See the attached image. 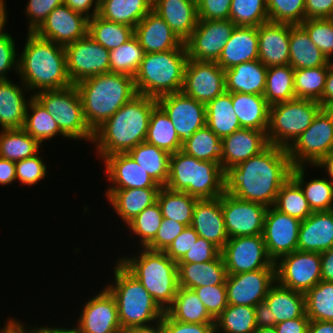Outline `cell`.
<instances>
[{
	"instance_id": "cell-56",
	"label": "cell",
	"mask_w": 333,
	"mask_h": 333,
	"mask_svg": "<svg viewBox=\"0 0 333 333\" xmlns=\"http://www.w3.org/2000/svg\"><path fill=\"white\" fill-rule=\"evenodd\" d=\"M163 216L158 202L146 207L132 221L127 224V227L134 236H137L140 241V248H146L156 236L160 228Z\"/></svg>"
},
{
	"instance_id": "cell-69",
	"label": "cell",
	"mask_w": 333,
	"mask_h": 333,
	"mask_svg": "<svg viewBox=\"0 0 333 333\" xmlns=\"http://www.w3.org/2000/svg\"><path fill=\"white\" fill-rule=\"evenodd\" d=\"M309 318L306 314L302 317L279 322L275 325L277 333H308Z\"/></svg>"
},
{
	"instance_id": "cell-59",
	"label": "cell",
	"mask_w": 333,
	"mask_h": 333,
	"mask_svg": "<svg viewBox=\"0 0 333 333\" xmlns=\"http://www.w3.org/2000/svg\"><path fill=\"white\" fill-rule=\"evenodd\" d=\"M47 166L40 152L33 157L15 162L16 180L22 185L34 186L47 175Z\"/></svg>"
},
{
	"instance_id": "cell-63",
	"label": "cell",
	"mask_w": 333,
	"mask_h": 333,
	"mask_svg": "<svg viewBox=\"0 0 333 333\" xmlns=\"http://www.w3.org/2000/svg\"><path fill=\"white\" fill-rule=\"evenodd\" d=\"M185 228L186 226L179 222L163 218L155 239L146 248L153 251H165Z\"/></svg>"
},
{
	"instance_id": "cell-16",
	"label": "cell",
	"mask_w": 333,
	"mask_h": 333,
	"mask_svg": "<svg viewBox=\"0 0 333 333\" xmlns=\"http://www.w3.org/2000/svg\"><path fill=\"white\" fill-rule=\"evenodd\" d=\"M221 208L229 238L262 235L268 207L224 193Z\"/></svg>"
},
{
	"instance_id": "cell-23",
	"label": "cell",
	"mask_w": 333,
	"mask_h": 333,
	"mask_svg": "<svg viewBox=\"0 0 333 333\" xmlns=\"http://www.w3.org/2000/svg\"><path fill=\"white\" fill-rule=\"evenodd\" d=\"M104 174L111 182L107 189L161 188L128 153L106 156Z\"/></svg>"
},
{
	"instance_id": "cell-54",
	"label": "cell",
	"mask_w": 333,
	"mask_h": 333,
	"mask_svg": "<svg viewBox=\"0 0 333 333\" xmlns=\"http://www.w3.org/2000/svg\"><path fill=\"white\" fill-rule=\"evenodd\" d=\"M304 296L309 320L333 322V282L321 280Z\"/></svg>"
},
{
	"instance_id": "cell-7",
	"label": "cell",
	"mask_w": 333,
	"mask_h": 333,
	"mask_svg": "<svg viewBox=\"0 0 333 333\" xmlns=\"http://www.w3.org/2000/svg\"><path fill=\"white\" fill-rule=\"evenodd\" d=\"M188 59L185 43L178 49L145 53L134 77L137 94L157 99L181 92Z\"/></svg>"
},
{
	"instance_id": "cell-32",
	"label": "cell",
	"mask_w": 333,
	"mask_h": 333,
	"mask_svg": "<svg viewBox=\"0 0 333 333\" xmlns=\"http://www.w3.org/2000/svg\"><path fill=\"white\" fill-rule=\"evenodd\" d=\"M160 188L106 189V199L127 225L146 207L157 202Z\"/></svg>"
},
{
	"instance_id": "cell-29",
	"label": "cell",
	"mask_w": 333,
	"mask_h": 333,
	"mask_svg": "<svg viewBox=\"0 0 333 333\" xmlns=\"http://www.w3.org/2000/svg\"><path fill=\"white\" fill-rule=\"evenodd\" d=\"M223 171L256 156L269 146L266 132L254 129L235 131L224 137Z\"/></svg>"
},
{
	"instance_id": "cell-76",
	"label": "cell",
	"mask_w": 333,
	"mask_h": 333,
	"mask_svg": "<svg viewBox=\"0 0 333 333\" xmlns=\"http://www.w3.org/2000/svg\"><path fill=\"white\" fill-rule=\"evenodd\" d=\"M308 333H333V322L331 321H309Z\"/></svg>"
},
{
	"instance_id": "cell-6",
	"label": "cell",
	"mask_w": 333,
	"mask_h": 333,
	"mask_svg": "<svg viewBox=\"0 0 333 333\" xmlns=\"http://www.w3.org/2000/svg\"><path fill=\"white\" fill-rule=\"evenodd\" d=\"M133 256H120L117 260L144 286L158 305L166 311L174 301L178 285L177 262L164 251L139 249ZM142 250V251H141Z\"/></svg>"
},
{
	"instance_id": "cell-8",
	"label": "cell",
	"mask_w": 333,
	"mask_h": 333,
	"mask_svg": "<svg viewBox=\"0 0 333 333\" xmlns=\"http://www.w3.org/2000/svg\"><path fill=\"white\" fill-rule=\"evenodd\" d=\"M165 187L198 199L217 198L224 194V171L217 162L198 160L179 150L170 156Z\"/></svg>"
},
{
	"instance_id": "cell-27",
	"label": "cell",
	"mask_w": 333,
	"mask_h": 333,
	"mask_svg": "<svg viewBox=\"0 0 333 333\" xmlns=\"http://www.w3.org/2000/svg\"><path fill=\"white\" fill-rule=\"evenodd\" d=\"M134 35L145 53L178 49L183 44L170 26L153 10L137 24Z\"/></svg>"
},
{
	"instance_id": "cell-42",
	"label": "cell",
	"mask_w": 333,
	"mask_h": 333,
	"mask_svg": "<svg viewBox=\"0 0 333 333\" xmlns=\"http://www.w3.org/2000/svg\"><path fill=\"white\" fill-rule=\"evenodd\" d=\"M166 312L182 323H215L194 290L179 287L173 304Z\"/></svg>"
},
{
	"instance_id": "cell-71",
	"label": "cell",
	"mask_w": 333,
	"mask_h": 333,
	"mask_svg": "<svg viewBox=\"0 0 333 333\" xmlns=\"http://www.w3.org/2000/svg\"><path fill=\"white\" fill-rule=\"evenodd\" d=\"M6 321V324L4 323V327H2V333H44L42 326L39 327L31 325L29 327L26 324L12 317H9V319Z\"/></svg>"
},
{
	"instance_id": "cell-18",
	"label": "cell",
	"mask_w": 333,
	"mask_h": 333,
	"mask_svg": "<svg viewBox=\"0 0 333 333\" xmlns=\"http://www.w3.org/2000/svg\"><path fill=\"white\" fill-rule=\"evenodd\" d=\"M157 104L171 120L182 143L206 125V104L182 91L157 98Z\"/></svg>"
},
{
	"instance_id": "cell-74",
	"label": "cell",
	"mask_w": 333,
	"mask_h": 333,
	"mask_svg": "<svg viewBox=\"0 0 333 333\" xmlns=\"http://www.w3.org/2000/svg\"><path fill=\"white\" fill-rule=\"evenodd\" d=\"M321 279L333 282V248L321 252Z\"/></svg>"
},
{
	"instance_id": "cell-48",
	"label": "cell",
	"mask_w": 333,
	"mask_h": 333,
	"mask_svg": "<svg viewBox=\"0 0 333 333\" xmlns=\"http://www.w3.org/2000/svg\"><path fill=\"white\" fill-rule=\"evenodd\" d=\"M294 71L289 64L268 67L264 98L269 106L296 98Z\"/></svg>"
},
{
	"instance_id": "cell-53",
	"label": "cell",
	"mask_w": 333,
	"mask_h": 333,
	"mask_svg": "<svg viewBox=\"0 0 333 333\" xmlns=\"http://www.w3.org/2000/svg\"><path fill=\"white\" fill-rule=\"evenodd\" d=\"M328 66L295 69L294 91L296 98L317 101L322 105Z\"/></svg>"
},
{
	"instance_id": "cell-4",
	"label": "cell",
	"mask_w": 333,
	"mask_h": 333,
	"mask_svg": "<svg viewBox=\"0 0 333 333\" xmlns=\"http://www.w3.org/2000/svg\"><path fill=\"white\" fill-rule=\"evenodd\" d=\"M75 86L85 121L93 132L137 95L134 78L120 73L92 76Z\"/></svg>"
},
{
	"instance_id": "cell-60",
	"label": "cell",
	"mask_w": 333,
	"mask_h": 333,
	"mask_svg": "<svg viewBox=\"0 0 333 333\" xmlns=\"http://www.w3.org/2000/svg\"><path fill=\"white\" fill-rule=\"evenodd\" d=\"M193 290L214 320L221 315L228 305L226 285L202 286Z\"/></svg>"
},
{
	"instance_id": "cell-58",
	"label": "cell",
	"mask_w": 333,
	"mask_h": 333,
	"mask_svg": "<svg viewBox=\"0 0 333 333\" xmlns=\"http://www.w3.org/2000/svg\"><path fill=\"white\" fill-rule=\"evenodd\" d=\"M300 26L326 57L333 61V18L306 19Z\"/></svg>"
},
{
	"instance_id": "cell-24",
	"label": "cell",
	"mask_w": 333,
	"mask_h": 333,
	"mask_svg": "<svg viewBox=\"0 0 333 333\" xmlns=\"http://www.w3.org/2000/svg\"><path fill=\"white\" fill-rule=\"evenodd\" d=\"M290 24L266 22L258 27V60L266 67L289 64Z\"/></svg>"
},
{
	"instance_id": "cell-9",
	"label": "cell",
	"mask_w": 333,
	"mask_h": 333,
	"mask_svg": "<svg viewBox=\"0 0 333 333\" xmlns=\"http://www.w3.org/2000/svg\"><path fill=\"white\" fill-rule=\"evenodd\" d=\"M322 105L313 100L295 98L269 107V145L288 149L311 125Z\"/></svg>"
},
{
	"instance_id": "cell-10",
	"label": "cell",
	"mask_w": 333,
	"mask_h": 333,
	"mask_svg": "<svg viewBox=\"0 0 333 333\" xmlns=\"http://www.w3.org/2000/svg\"><path fill=\"white\" fill-rule=\"evenodd\" d=\"M33 96L52 115L67 139L93 142L94 132L85 121L81 98L74 84L63 89L43 90Z\"/></svg>"
},
{
	"instance_id": "cell-1",
	"label": "cell",
	"mask_w": 333,
	"mask_h": 333,
	"mask_svg": "<svg viewBox=\"0 0 333 333\" xmlns=\"http://www.w3.org/2000/svg\"><path fill=\"white\" fill-rule=\"evenodd\" d=\"M292 167L287 149L269 145L258 155L224 171V193L266 207L274 206Z\"/></svg>"
},
{
	"instance_id": "cell-75",
	"label": "cell",
	"mask_w": 333,
	"mask_h": 333,
	"mask_svg": "<svg viewBox=\"0 0 333 333\" xmlns=\"http://www.w3.org/2000/svg\"><path fill=\"white\" fill-rule=\"evenodd\" d=\"M322 107L333 109V61L328 66L325 88L322 95Z\"/></svg>"
},
{
	"instance_id": "cell-50",
	"label": "cell",
	"mask_w": 333,
	"mask_h": 333,
	"mask_svg": "<svg viewBox=\"0 0 333 333\" xmlns=\"http://www.w3.org/2000/svg\"><path fill=\"white\" fill-rule=\"evenodd\" d=\"M257 329L254 307L230 305L215 320V333H254Z\"/></svg>"
},
{
	"instance_id": "cell-70",
	"label": "cell",
	"mask_w": 333,
	"mask_h": 333,
	"mask_svg": "<svg viewBox=\"0 0 333 333\" xmlns=\"http://www.w3.org/2000/svg\"><path fill=\"white\" fill-rule=\"evenodd\" d=\"M63 4L88 18L97 15L99 11V0H63Z\"/></svg>"
},
{
	"instance_id": "cell-47",
	"label": "cell",
	"mask_w": 333,
	"mask_h": 333,
	"mask_svg": "<svg viewBox=\"0 0 333 333\" xmlns=\"http://www.w3.org/2000/svg\"><path fill=\"white\" fill-rule=\"evenodd\" d=\"M23 129L41 145L44 141L52 140V138L57 135L67 138L61 132L58 124L52 118V115L47 112L34 96H32L28 102Z\"/></svg>"
},
{
	"instance_id": "cell-49",
	"label": "cell",
	"mask_w": 333,
	"mask_h": 333,
	"mask_svg": "<svg viewBox=\"0 0 333 333\" xmlns=\"http://www.w3.org/2000/svg\"><path fill=\"white\" fill-rule=\"evenodd\" d=\"M88 35L105 49L120 47L134 35V28L108 21L98 14L88 20Z\"/></svg>"
},
{
	"instance_id": "cell-34",
	"label": "cell",
	"mask_w": 333,
	"mask_h": 333,
	"mask_svg": "<svg viewBox=\"0 0 333 333\" xmlns=\"http://www.w3.org/2000/svg\"><path fill=\"white\" fill-rule=\"evenodd\" d=\"M178 285L188 289L202 286L225 285L226 267L221 254L202 263H177Z\"/></svg>"
},
{
	"instance_id": "cell-33",
	"label": "cell",
	"mask_w": 333,
	"mask_h": 333,
	"mask_svg": "<svg viewBox=\"0 0 333 333\" xmlns=\"http://www.w3.org/2000/svg\"><path fill=\"white\" fill-rule=\"evenodd\" d=\"M268 67L258 59L244 62L225 70L226 91L262 95L266 88Z\"/></svg>"
},
{
	"instance_id": "cell-62",
	"label": "cell",
	"mask_w": 333,
	"mask_h": 333,
	"mask_svg": "<svg viewBox=\"0 0 333 333\" xmlns=\"http://www.w3.org/2000/svg\"><path fill=\"white\" fill-rule=\"evenodd\" d=\"M17 49L13 36L8 31L0 36V80H8V72L15 70L18 74Z\"/></svg>"
},
{
	"instance_id": "cell-19",
	"label": "cell",
	"mask_w": 333,
	"mask_h": 333,
	"mask_svg": "<svg viewBox=\"0 0 333 333\" xmlns=\"http://www.w3.org/2000/svg\"><path fill=\"white\" fill-rule=\"evenodd\" d=\"M300 224V220L280 212L274 206L268 207L262 236L268 256L274 263L297 250Z\"/></svg>"
},
{
	"instance_id": "cell-79",
	"label": "cell",
	"mask_w": 333,
	"mask_h": 333,
	"mask_svg": "<svg viewBox=\"0 0 333 333\" xmlns=\"http://www.w3.org/2000/svg\"><path fill=\"white\" fill-rule=\"evenodd\" d=\"M44 333H82L74 324L73 327H49V326H42Z\"/></svg>"
},
{
	"instance_id": "cell-43",
	"label": "cell",
	"mask_w": 333,
	"mask_h": 333,
	"mask_svg": "<svg viewBox=\"0 0 333 333\" xmlns=\"http://www.w3.org/2000/svg\"><path fill=\"white\" fill-rule=\"evenodd\" d=\"M145 141L170 154L182 150L183 143L179 139L174 125L158 104L151 112Z\"/></svg>"
},
{
	"instance_id": "cell-65",
	"label": "cell",
	"mask_w": 333,
	"mask_h": 333,
	"mask_svg": "<svg viewBox=\"0 0 333 333\" xmlns=\"http://www.w3.org/2000/svg\"><path fill=\"white\" fill-rule=\"evenodd\" d=\"M232 0H197L198 20L229 19Z\"/></svg>"
},
{
	"instance_id": "cell-3",
	"label": "cell",
	"mask_w": 333,
	"mask_h": 333,
	"mask_svg": "<svg viewBox=\"0 0 333 333\" xmlns=\"http://www.w3.org/2000/svg\"><path fill=\"white\" fill-rule=\"evenodd\" d=\"M18 60L19 80L32 96L43 90H57L73 85L67 72L64 46L27 32Z\"/></svg>"
},
{
	"instance_id": "cell-44",
	"label": "cell",
	"mask_w": 333,
	"mask_h": 333,
	"mask_svg": "<svg viewBox=\"0 0 333 333\" xmlns=\"http://www.w3.org/2000/svg\"><path fill=\"white\" fill-rule=\"evenodd\" d=\"M182 151L198 160L217 162L223 169V140L206 125L183 142Z\"/></svg>"
},
{
	"instance_id": "cell-30",
	"label": "cell",
	"mask_w": 333,
	"mask_h": 333,
	"mask_svg": "<svg viewBox=\"0 0 333 333\" xmlns=\"http://www.w3.org/2000/svg\"><path fill=\"white\" fill-rule=\"evenodd\" d=\"M0 80V128L21 129L25 124L26 108L29 100L26 98L29 89L22 83ZM25 93V94H24Z\"/></svg>"
},
{
	"instance_id": "cell-15",
	"label": "cell",
	"mask_w": 333,
	"mask_h": 333,
	"mask_svg": "<svg viewBox=\"0 0 333 333\" xmlns=\"http://www.w3.org/2000/svg\"><path fill=\"white\" fill-rule=\"evenodd\" d=\"M236 25L230 19L198 20L184 42L189 59L216 62Z\"/></svg>"
},
{
	"instance_id": "cell-80",
	"label": "cell",
	"mask_w": 333,
	"mask_h": 333,
	"mask_svg": "<svg viewBox=\"0 0 333 333\" xmlns=\"http://www.w3.org/2000/svg\"><path fill=\"white\" fill-rule=\"evenodd\" d=\"M7 7L6 5H0V36H2L3 34H5L6 30L5 29V25L7 23V19H8V13H7Z\"/></svg>"
},
{
	"instance_id": "cell-17",
	"label": "cell",
	"mask_w": 333,
	"mask_h": 333,
	"mask_svg": "<svg viewBox=\"0 0 333 333\" xmlns=\"http://www.w3.org/2000/svg\"><path fill=\"white\" fill-rule=\"evenodd\" d=\"M226 91L225 70L217 62L188 59L182 92L207 104Z\"/></svg>"
},
{
	"instance_id": "cell-11",
	"label": "cell",
	"mask_w": 333,
	"mask_h": 333,
	"mask_svg": "<svg viewBox=\"0 0 333 333\" xmlns=\"http://www.w3.org/2000/svg\"><path fill=\"white\" fill-rule=\"evenodd\" d=\"M287 152L293 167H315L330 155L333 152V109L322 108Z\"/></svg>"
},
{
	"instance_id": "cell-45",
	"label": "cell",
	"mask_w": 333,
	"mask_h": 333,
	"mask_svg": "<svg viewBox=\"0 0 333 333\" xmlns=\"http://www.w3.org/2000/svg\"><path fill=\"white\" fill-rule=\"evenodd\" d=\"M198 198L182 191H173L165 186L161 187L157 202L163 218L179 222L186 227L191 225L193 210Z\"/></svg>"
},
{
	"instance_id": "cell-21",
	"label": "cell",
	"mask_w": 333,
	"mask_h": 333,
	"mask_svg": "<svg viewBox=\"0 0 333 333\" xmlns=\"http://www.w3.org/2000/svg\"><path fill=\"white\" fill-rule=\"evenodd\" d=\"M82 308L76 321L82 333H121L117 303L106 287L89 298Z\"/></svg>"
},
{
	"instance_id": "cell-41",
	"label": "cell",
	"mask_w": 333,
	"mask_h": 333,
	"mask_svg": "<svg viewBox=\"0 0 333 333\" xmlns=\"http://www.w3.org/2000/svg\"><path fill=\"white\" fill-rule=\"evenodd\" d=\"M306 166L292 167L291 177L302 188L313 212L333 210V184L324 176L306 181Z\"/></svg>"
},
{
	"instance_id": "cell-2",
	"label": "cell",
	"mask_w": 333,
	"mask_h": 333,
	"mask_svg": "<svg viewBox=\"0 0 333 333\" xmlns=\"http://www.w3.org/2000/svg\"><path fill=\"white\" fill-rule=\"evenodd\" d=\"M157 99L137 94L94 131L95 143L101 161L109 155L127 153L145 141L149 118Z\"/></svg>"
},
{
	"instance_id": "cell-51",
	"label": "cell",
	"mask_w": 333,
	"mask_h": 333,
	"mask_svg": "<svg viewBox=\"0 0 333 333\" xmlns=\"http://www.w3.org/2000/svg\"><path fill=\"white\" fill-rule=\"evenodd\" d=\"M274 207L300 221L313 213L302 188L291 176L280 188Z\"/></svg>"
},
{
	"instance_id": "cell-46",
	"label": "cell",
	"mask_w": 333,
	"mask_h": 333,
	"mask_svg": "<svg viewBox=\"0 0 333 333\" xmlns=\"http://www.w3.org/2000/svg\"><path fill=\"white\" fill-rule=\"evenodd\" d=\"M36 139L21 129L0 130V157L17 162L30 158L43 149Z\"/></svg>"
},
{
	"instance_id": "cell-61",
	"label": "cell",
	"mask_w": 333,
	"mask_h": 333,
	"mask_svg": "<svg viewBox=\"0 0 333 333\" xmlns=\"http://www.w3.org/2000/svg\"><path fill=\"white\" fill-rule=\"evenodd\" d=\"M62 4L63 0H28L24 10L25 16L29 20L27 31L34 33L46 20L47 16Z\"/></svg>"
},
{
	"instance_id": "cell-20",
	"label": "cell",
	"mask_w": 333,
	"mask_h": 333,
	"mask_svg": "<svg viewBox=\"0 0 333 333\" xmlns=\"http://www.w3.org/2000/svg\"><path fill=\"white\" fill-rule=\"evenodd\" d=\"M275 282V268L227 274L225 285L228 304L255 307L264 301Z\"/></svg>"
},
{
	"instance_id": "cell-31",
	"label": "cell",
	"mask_w": 333,
	"mask_h": 333,
	"mask_svg": "<svg viewBox=\"0 0 333 333\" xmlns=\"http://www.w3.org/2000/svg\"><path fill=\"white\" fill-rule=\"evenodd\" d=\"M258 59V28L236 26L221 51L217 64L224 70Z\"/></svg>"
},
{
	"instance_id": "cell-25",
	"label": "cell",
	"mask_w": 333,
	"mask_h": 333,
	"mask_svg": "<svg viewBox=\"0 0 333 333\" xmlns=\"http://www.w3.org/2000/svg\"><path fill=\"white\" fill-rule=\"evenodd\" d=\"M190 226L200 237L212 242L221 250L229 240L222 214L221 196L198 199Z\"/></svg>"
},
{
	"instance_id": "cell-38",
	"label": "cell",
	"mask_w": 333,
	"mask_h": 333,
	"mask_svg": "<svg viewBox=\"0 0 333 333\" xmlns=\"http://www.w3.org/2000/svg\"><path fill=\"white\" fill-rule=\"evenodd\" d=\"M153 0H100L98 15L135 28L152 10Z\"/></svg>"
},
{
	"instance_id": "cell-14",
	"label": "cell",
	"mask_w": 333,
	"mask_h": 333,
	"mask_svg": "<svg viewBox=\"0 0 333 333\" xmlns=\"http://www.w3.org/2000/svg\"><path fill=\"white\" fill-rule=\"evenodd\" d=\"M227 274L275 268L262 235L229 238L221 249Z\"/></svg>"
},
{
	"instance_id": "cell-13",
	"label": "cell",
	"mask_w": 333,
	"mask_h": 333,
	"mask_svg": "<svg viewBox=\"0 0 333 333\" xmlns=\"http://www.w3.org/2000/svg\"><path fill=\"white\" fill-rule=\"evenodd\" d=\"M67 72L75 85L92 76L110 72V53L88 34L64 46Z\"/></svg>"
},
{
	"instance_id": "cell-28",
	"label": "cell",
	"mask_w": 333,
	"mask_h": 333,
	"mask_svg": "<svg viewBox=\"0 0 333 333\" xmlns=\"http://www.w3.org/2000/svg\"><path fill=\"white\" fill-rule=\"evenodd\" d=\"M152 10L183 43L197 26V0H153Z\"/></svg>"
},
{
	"instance_id": "cell-64",
	"label": "cell",
	"mask_w": 333,
	"mask_h": 333,
	"mask_svg": "<svg viewBox=\"0 0 333 333\" xmlns=\"http://www.w3.org/2000/svg\"><path fill=\"white\" fill-rule=\"evenodd\" d=\"M220 254L221 250L216 245L199 236L196 243L178 263L208 262L216 259Z\"/></svg>"
},
{
	"instance_id": "cell-57",
	"label": "cell",
	"mask_w": 333,
	"mask_h": 333,
	"mask_svg": "<svg viewBox=\"0 0 333 333\" xmlns=\"http://www.w3.org/2000/svg\"><path fill=\"white\" fill-rule=\"evenodd\" d=\"M270 22L300 25L305 20V0H267Z\"/></svg>"
},
{
	"instance_id": "cell-73",
	"label": "cell",
	"mask_w": 333,
	"mask_h": 333,
	"mask_svg": "<svg viewBox=\"0 0 333 333\" xmlns=\"http://www.w3.org/2000/svg\"><path fill=\"white\" fill-rule=\"evenodd\" d=\"M255 322L257 328L272 327L270 308L265 301L259 302L255 307Z\"/></svg>"
},
{
	"instance_id": "cell-67",
	"label": "cell",
	"mask_w": 333,
	"mask_h": 333,
	"mask_svg": "<svg viewBox=\"0 0 333 333\" xmlns=\"http://www.w3.org/2000/svg\"><path fill=\"white\" fill-rule=\"evenodd\" d=\"M198 237L199 235L195 230L191 226H188L174 239L164 252L170 259L178 263L191 249L193 244L196 243Z\"/></svg>"
},
{
	"instance_id": "cell-78",
	"label": "cell",
	"mask_w": 333,
	"mask_h": 333,
	"mask_svg": "<svg viewBox=\"0 0 333 333\" xmlns=\"http://www.w3.org/2000/svg\"><path fill=\"white\" fill-rule=\"evenodd\" d=\"M315 168L323 169L325 170L328 177V180L333 184V152L323 158L316 166Z\"/></svg>"
},
{
	"instance_id": "cell-68",
	"label": "cell",
	"mask_w": 333,
	"mask_h": 333,
	"mask_svg": "<svg viewBox=\"0 0 333 333\" xmlns=\"http://www.w3.org/2000/svg\"><path fill=\"white\" fill-rule=\"evenodd\" d=\"M333 18V0H305V20Z\"/></svg>"
},
{
	"instance_id": "cell-36",
	"label": "cell",
	"mask_w": 333,
	"mask_h": 333,
	"mask_svg": "<svg viewBox=\"0 0 333 333\" xmlns=\"http://www.w3.org/2000/svg\"><path fill=\"white\" fill-rule=\"evenodd\" d=\"M264 301L270 308L272 327L279 322L302 317L305 314V296L275 282Z\"/></svg>"
},
{
	"instance_id": "cell-26",
	"label": "cell",
	"mask_w": 333,
	"mask_h": 333,
	"mask_svg": "<svg viewBox=\"0 0 333 333\" xmlns=\"http://www.w3.org/2000/svg\"><path fill=\"white\" fill-rule=\"evenodd\" d=\"M333 248V210L315 211L301 221L297 250L321 253Z\"/></svg>"
},
{
	"instance_id": "cell-5",
	"label": "cell",
	"mask_w": 333,
	"mask_h": 333,
	"mask_svg": "<svg viewBox=\"0 0 333 333\" xmlns=\"http://www.w3.org/2000/svg\"><path fill=\"white\" fill-rule=\"evenodd\" d=\"M112 273L113 281L106 284L114 296L121 328L148 326L158 323L165 311L144 286L117 259Z\"/></svg>"
},
{
	"instance_id": "cell-52",
	"label": "cell",
	"mask_w": 333,
	"mask_h": 333,
	"mask_svg": "<svg viewBox=\"0 0 333 333\" xmlns=\"http://www.w3.org/2000/svg\"><path fill=\"white\" fill-rule=\"evenodd\" d=\"M109 53L110 72L125 74L133 78L137 74L145 55V51L135 35L120 47L109 50Z\"/></svg>"
},
{
	"instance_id": "cell-37",
	"label": "cell",
	"mask_w": 333,
	"mask_h": 333,
	"mask_svg": "<svg viewBox=\"0 0 333 333\" xmlns=\"http://www.w3.org/2000/svg\"><path fill=\"white\" fill-rule=\"evenodd\" d=\"M232 105L241 128L267 131L270 106L264 96L232 93Z\"/></svg>"
},
{
	"instance_id": "cell-40",
	"label": "cell",
	"mask_w": 333,
	"mask_h": 333,
	"mask_svg": "<svg viewBox=\"0 0 333 333\" xmlns=\"http://www.w3.org/2000/svg\"><path fill=\"white\" fill-rule=\"evenodd\" d=\"M161 187L165 186L169 177L171 154L151 145L146 141L127 152Z\"/></svg>"
},
{
	"instance_id": "cell-39",
	"label": "cell",
	"mask_w": 333,
	"mask_h": 333,
	"mask_svg": "<svg viewBox=\"0 0 333 333\" xmlns=\"http://www.w3.org/2000/svg\"><path fill=\"white\" fill-rule=\"evenodd\" d=\"M206 126L220 139L242 129L232 105V93L225 91L206 104Z\"/></svg>"
},
{
	"instance_id": "cell-66",
	"label": "cell",
	"mask_w": 333,
	"mask_h": 333,
	"mask_svg": "<svg viewBox=\"0 0 333 333\" xmlns=\"http://www.w3.org/2000/svg\"><path fill=\"white\" fill-rule=\"evenodd\" d=\"M160 323L163 333H215V323H182L166 311Z\"/></svg>"
},
{
	"instance_id": "cell-35",
	"label": "cell",
	"mask_w": 333,
	"mask_h": 333,
	"mask_svg": "<svg viewBox=\"0 0 333 333\" xmlns=\"http://www.w3.org/2000/svg\"><path fill=\"white\" fill-rule=\"evenodd\" d=\"M331 62L300 25L290 24L289 65L293 69L329 66Z\"/></svg>"
},
{
	"instance_id": "cell-22",
	"label": "cell",
	"mask_w": 333,
	"mask_h": 333,
	"mask_svg": "<svg viewBox=\"0 0 333 333\" xmlns=\"http://www.w3.org/2000/svg\"><path fill=\"white\" fill-rule=\"evenodd\" d=\"M88 20L85 15L62 4L47 16L34 33L42 39L66 46L88 34Z\"/></svg>"
},
{
	"instance_id": "cell-55",
	"label": "cell",
	"mask_w": 333,
	"mask_h": 333,
	"mask_svg": "<svg viewBox=\"0 0 333 333\" xmlns=\"http://www.w3.org/2000/svg\"><path fill=\"white\" fill-rule=\"evenodd\" d=\"M229 19L236 26L258 28L269 22L267 0H232Z\"/></svg>"
},
{
	"instance_id": "cell-77",
	"label": "cell",
	"mask_w": 333,
	"mask_h": 333,
	"mask_svg": "<svg viewBox=\"0 0 333 333\" xmlns=\"http://www.w3.org/2000/svg\"><path fill=\"white\" fill-rule=\"evenodd\" d=\"M121 333H163L161 323H154L148 326L130 327L123 329Z\"/></svg>"
},
{
	"instance_id": "cell-72",
	"label": "cell",
	"mask_w": 333,
	"mask_h": 333,
	"mask_svg": "<svg viewBox=\"0 0 333 333\" xmlns=\"http://www.w3.org/2000/svg\"><path fill=\"white\" fill-rule=\"evenodd\" d=\"M15 162L0 157V185L6 186L16 181Z\"/></svg>"
},
{
	"instance_id": "cell-12",
	"label": "cell",
	"mask_w": 333,
	"mask_h": 333,
	"mask_svg": "<svg viewBox=\"0 0 333 333\" xmlns=\"http://www.w3.org/2000/svg\"><path fill=\"white\" fill-rule=\"evenodd\" d=\"M276 282L288 289L306 294L321 279V255L294 251L275 262Z\"/></svg>"
}]
</instances>
